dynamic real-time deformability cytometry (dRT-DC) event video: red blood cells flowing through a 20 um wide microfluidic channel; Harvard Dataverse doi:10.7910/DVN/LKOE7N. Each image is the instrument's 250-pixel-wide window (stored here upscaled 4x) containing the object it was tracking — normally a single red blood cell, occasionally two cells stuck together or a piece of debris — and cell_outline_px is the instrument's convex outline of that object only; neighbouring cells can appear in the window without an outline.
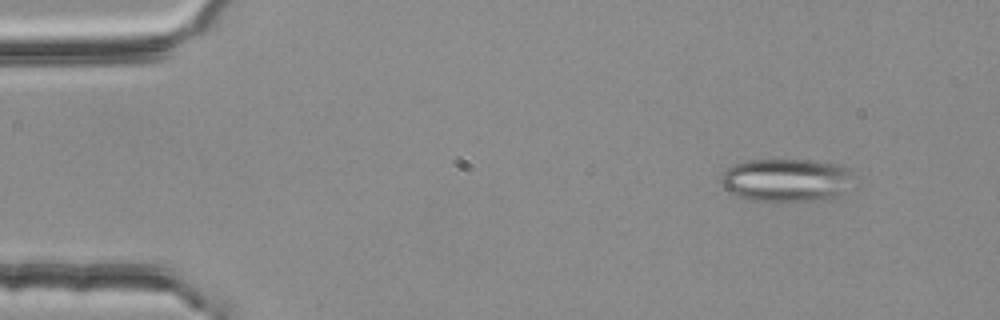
{"species": "common noctule bat (a hibernating species)", "species_latin": "Nyctalus noctula", "temperature_condition": "room temperature", "stored_images_in_passage": 3, "camera_frame_rate_fps": 3000, "um_per_image_px": 0.085, "animal": {"sex": "female", "body_mass_g": 25.1}, "frame": {"image": 1, "passage_image": 2, "time_ms": 0.333, "image_size_px": [1000, 320], "cell_outline_px": [[848, 172], [840, 200], [748, 200], [736, 196], [724, 188], [720, 180], [724, 172], [732, 164], [748, 160], [812, 160], [836, 164], [848, 168]], "centroid_in_image_um": [66.76, 15.31], "position_along_channel_um": 18.2, "area_um2": 32.83}}